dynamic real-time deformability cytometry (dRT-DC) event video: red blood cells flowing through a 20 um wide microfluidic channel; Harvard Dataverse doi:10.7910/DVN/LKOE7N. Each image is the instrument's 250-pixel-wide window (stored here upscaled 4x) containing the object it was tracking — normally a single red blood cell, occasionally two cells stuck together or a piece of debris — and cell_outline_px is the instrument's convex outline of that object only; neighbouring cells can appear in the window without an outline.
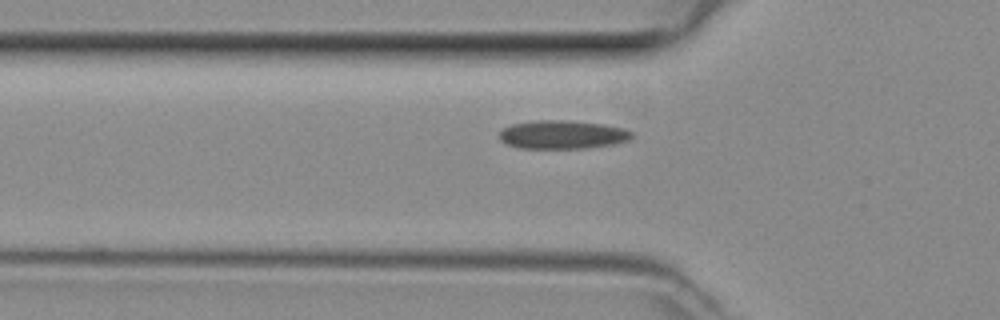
{"species": "common noctule bat (a hibernating species)", "species_latin": "Nyctalus noctula", "temperature_condition": "room temperature", "stored_images_in_passage": 33, "camera_frame_rate_fps": 3000, "um_per_image_px": 0.085, "animal": {"sex": "female", "body_mass_g": 29.2, "forearm_length_mm": 56.3}, "frame": {"image": 1, "passage_image": 9, "time_ms": 2.667, "image_size_px": [1000, 320], "cell_outline_px": [[636, 136], [628, 140], [616, 144], [584, 148], [520, 148], [508, 144], [500, 140], [500, 132], [504, 128], [512, 124], [532, 120], [564, 120], [604, 124], [624, 128], [632, 132]], "centroid_in_image_um": [47.85, 11.44], "position_along_channel_um": 78.0, "area_um2": 22.08}}
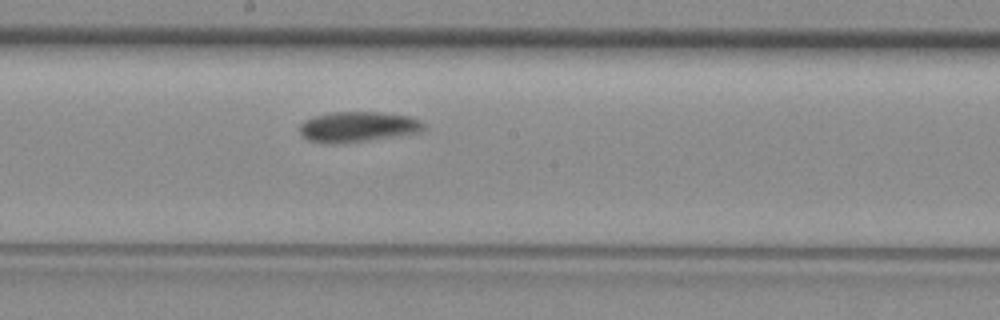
{"frame": {"image": 2, "passage_image": 19, "time_ms": 6.0, "image_size_px": [1000, 320], "cell_outline_px": [[424, 128], [420, 132], [364, 140], [308, 140], [300, 132], [300, 124], [304, 120], [316, 116], [332, 112], [380, 112], [412, 116], [420, 120], [424, 124]], "centroid_in_image_um": [30.49, 10.71], "position_along_channel_um": 217.7, "area_um2": 20.81}}
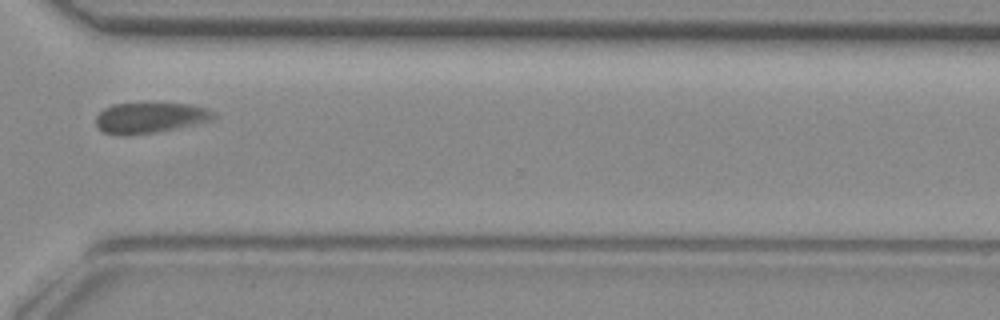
{"frame": {"image": 3, "passage_image": 29, "time_ms": 9.333, "image_size_px": [1000, 320], "cell_outline_px": [[216, 116], [212, 120], [196, 124], [156, 132], [128, 136], [120, 136], [104, 132], [96, 124], [96, 116], [104, 108], [112, 104], [192, 104], [216, 112]], "centroid_in_image_um": [12.75, 10.02], "position_along_channel_um": 357.9, "area_um2": 20.92}}